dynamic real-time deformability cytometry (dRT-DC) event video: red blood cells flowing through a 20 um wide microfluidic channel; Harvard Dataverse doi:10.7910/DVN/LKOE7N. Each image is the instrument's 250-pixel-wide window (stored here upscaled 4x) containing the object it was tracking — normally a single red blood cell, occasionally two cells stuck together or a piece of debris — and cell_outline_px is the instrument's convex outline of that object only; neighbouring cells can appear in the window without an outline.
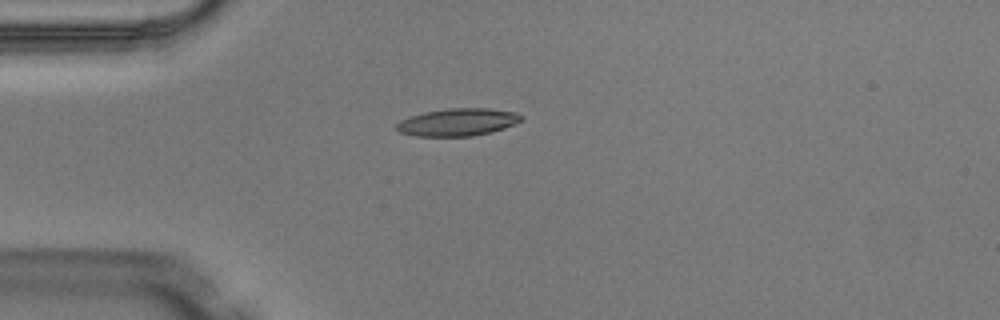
{"species": "Egyptian fruit bat (a non-hibernating species)", "species_latin": "Rousettus aegyptiacus", "temperature_condition": "warm", "stored_images_in_passage": 1, "camera_frame_rate_fps": 3000, "um_per_image_px": 0.085, "animal": {"sex": "male"}, "frame": {"image": 1, "passage_image": 1, "time_ms": 0.0, "image_size_px": [1000, 320], "cell_outline_px": [[524, 120], [504, 128], [492, 132], [472, 136], [416, 136], [400, 132], [396, 128], [396, 124], [400, 120], [424, 112], [448, 108], [488, 108], [516, 112], [524, 116]], "centroid_in_image_um": [38.95, 10.38], "position_along_channel_um": 46.0, "area_um2": 20.06}}